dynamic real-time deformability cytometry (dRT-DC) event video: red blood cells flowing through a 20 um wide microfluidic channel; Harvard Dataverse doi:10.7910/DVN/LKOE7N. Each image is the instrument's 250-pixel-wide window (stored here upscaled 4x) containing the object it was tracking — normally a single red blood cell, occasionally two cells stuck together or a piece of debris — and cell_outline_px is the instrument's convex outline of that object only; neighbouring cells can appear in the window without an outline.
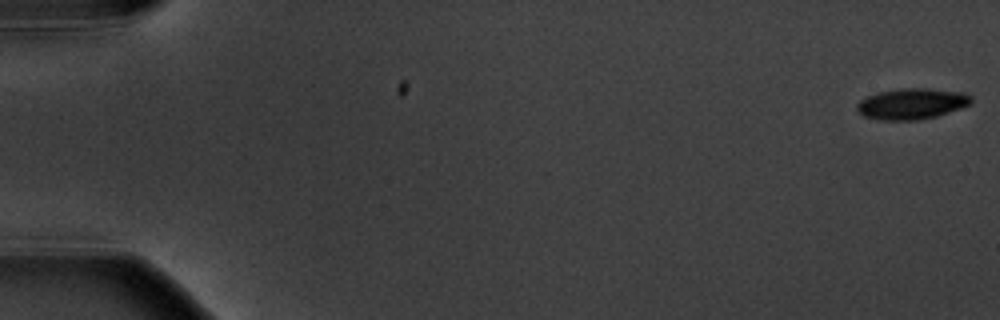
{"species": "common noctule bat (a hibernating species)", "species_latin": "Nyctalus noctula", "temperature_condition": "warm", "stored_images_in_passage": 9, "camera_frame_rate_fps": 3000, "um_per_image_px": 0.085, "animal": {"sex": "male", "body_mass_g": 20.1, "forearm_length_mm": 53.5}, "frame": {"image": 1, "passage_image": 1, "time_ms": 0.0, "image_size_px": [1000, 320], "cell_outline_px": [[972, 104], [936, 116], [916, 120], [876, 120], [864, 116], [856, 108], [856, 104], [860, 100], [868, 96], [880, 92], [900, 88], [928, 88], [964, 92], [972, 96]], "centroid_in_image_um": [77.52, 8.81], "position_along_channel_um": 7.5, "area_um2": 20.63}}
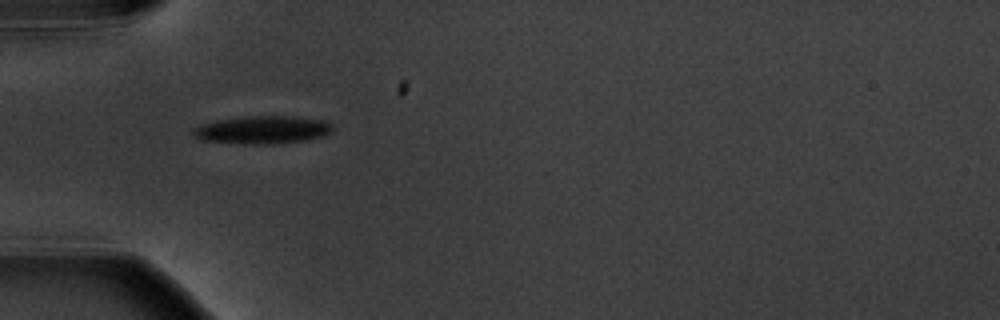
{"frame": {"image": 2, "passage_image": 6, "time_ms": 6.0, "image_size_px": [1000, 320], "cell_outline_px": [[332, 132], [324, 136], [304, 140], [272, 144], [244, 144], [204, 140], [192, 136], [192, 132], [200, 124], [216, 120], [244, 116], [292, 116], [324, 120], [332, 124]], "centroid_in_image_um": [22.32, 11.03], "position_along_channel_um": 62.7, "area_um2": 22.72}}
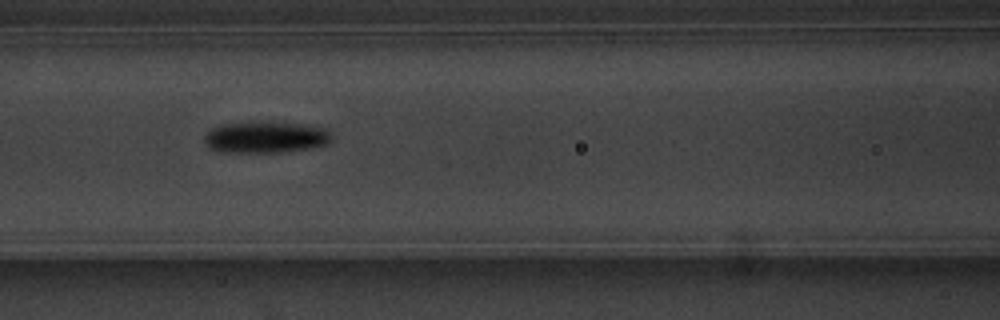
{"frame": {"image": 3, "passage_image": 8, "time_ms": 8.333, "image_size_px": [1000, 320], "cell_outline_px": [[332, 140], [328, 144], [308, 148], [280, 152], [220, 152], [208, 148], [204, 144], [204, 136], [212, 128], [220, 124], [252, 120], [256, 120], [300, 124], [324, 128], [332, 136]], "centroid_in_image_um": [22.51, 11.64], "position_along_channel_um": 144.1, "area_um2": 23.81}}